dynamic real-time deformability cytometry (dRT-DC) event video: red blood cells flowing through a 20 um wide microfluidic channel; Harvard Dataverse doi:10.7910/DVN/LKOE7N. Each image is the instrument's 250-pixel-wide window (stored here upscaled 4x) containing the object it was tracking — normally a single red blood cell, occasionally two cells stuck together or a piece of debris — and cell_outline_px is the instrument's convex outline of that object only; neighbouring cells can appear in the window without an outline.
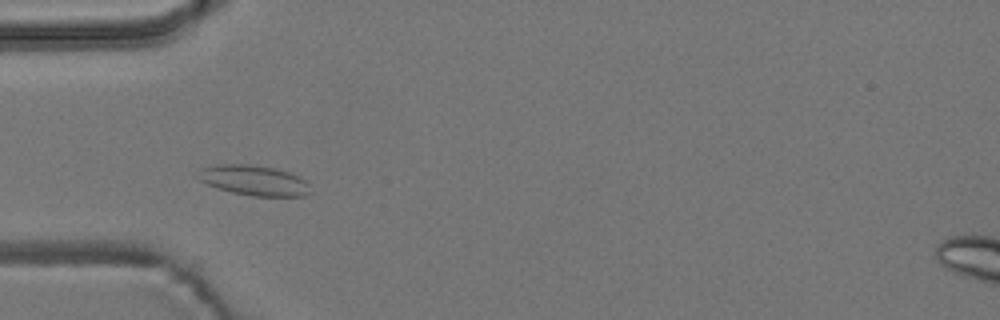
{"species": "common noctule bat (a hibernating species)", "species_latin": "Nyctalus noctula", "temperature_condition": "room temperature", "stored_images_in_passage": 13, "camera_frame_rate_fps": 3000, "um_per_image_px": 0.085, "animal": {"sex": "male", "body_mass_g": 19.2, "forearm_length_mm": 51.8}, "frame": {"image": 1, "passage_image": 6, "time_ms": 1.667, "image_size_px": [1000, 320], "cell_outline_px": [[312, 192], [304, 196], [252, 196], [232, 192], [208, 184], [200, 180], [196, 176], [196, 172], [200, 168], [216, 164], [248, 164], [276, 168], [292, 172], [300, 176], [308, 184]], "centroid_in_image_um": [21.6, 15.32], "position_along_channel_um": 63.4, "area_um2": 20.0}}
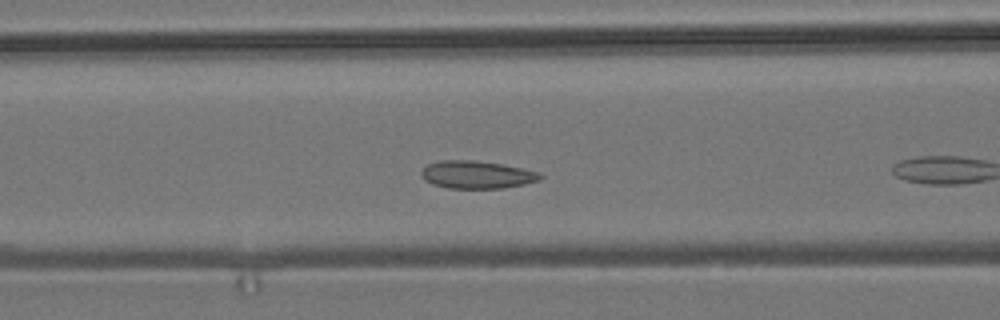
{"frame": {"image": 2, "passage_image": 8, "time_ms": 2.333, "image_size_px": [1000, 320], "cell_outline_px": [[544, 176], [540, 180], [524, 184], [504, 188], [448, 188], [432, 184], [424, 180], [420, 172], [428, 164], [440, 160], [476, 160], [504, 164], [540, 172]], "centroid_in_image_um": [40.55, 14.84], "position_along_channel_um": 126.1, "area_um2": 19.36}}
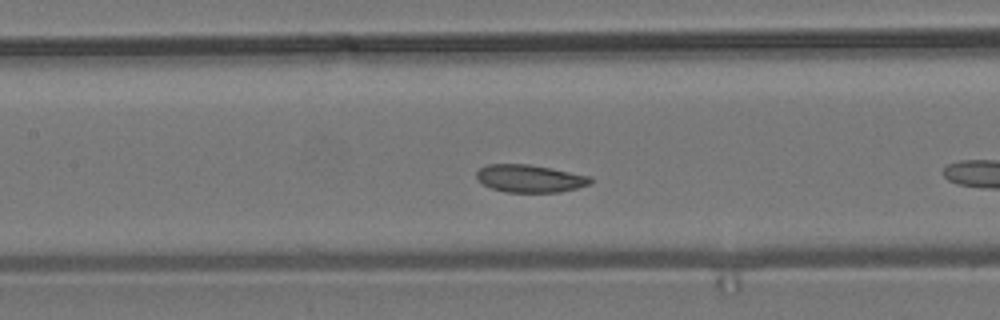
{"frame": {"image": 3, "passage_image": 11, "time_ms": 3.333, "image_size_px": [1000, 320], "cell_outline_px": [[592, 180], [588, 184], [576, 188], [560, 192], [504, 192], [492, 188], [484, 184], [476, 176], [476, 172], [480, 168], [488, 164], [528, 164], [552, 168], [592, 176]], "centroid_in_image_um": [45.05, 15.17], "position_along_channel_um": 162.3, "area_um2": 18.26}}